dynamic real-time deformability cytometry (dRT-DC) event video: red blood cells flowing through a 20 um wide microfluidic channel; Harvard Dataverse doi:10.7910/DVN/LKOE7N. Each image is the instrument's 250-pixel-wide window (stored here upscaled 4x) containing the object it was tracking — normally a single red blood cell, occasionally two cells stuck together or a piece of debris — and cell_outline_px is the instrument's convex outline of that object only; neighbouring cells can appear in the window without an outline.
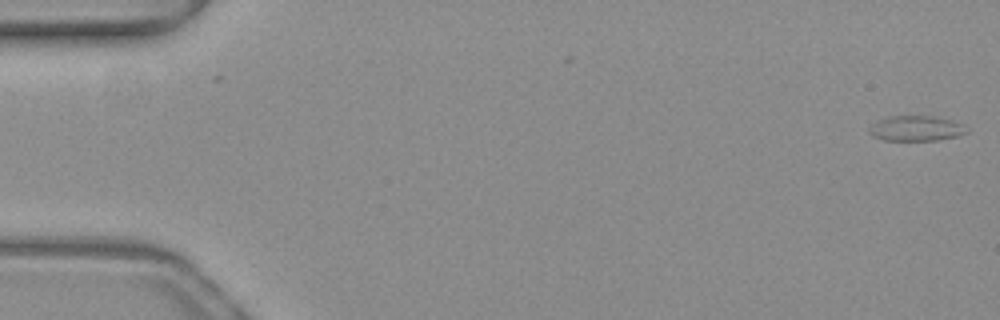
{"species": "common noctule bat (a hibernating species)", "species_latin": "Nyctalus noctula", "temperature_condition": "warm", "stored_images_in_passage": 9, "camera_frame_rate_fps": 3000, "um_per_image_px": 0.085, "animal": {"sex": "female", "body_mass_g": 19.3, "forearm_length_mm": 54.1}, "frame": {"image": 1, "passage_image": 1, "time_ms": 0.0, "image_size_px": [1000, 320], "cell_outline_px": [[968, 132], [956, 136], [936, 140], [884, 140], [872, 136], [868, 132], [868, 128], [872, 124], [888, 116], [932, 116], [964, 124], [968, 128]], "centroid_in_image_um": [77.85, 10.92], "position_along_channel_um": 7.2, "area_um2": 14.22}}